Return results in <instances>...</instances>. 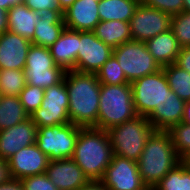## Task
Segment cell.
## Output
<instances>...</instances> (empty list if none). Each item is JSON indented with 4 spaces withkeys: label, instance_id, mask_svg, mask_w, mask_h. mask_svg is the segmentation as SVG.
Returning <instances> with one entry per match:
<instances>
[{
    "label": "cell",
    "instance_id": "1",
    "mask_svg": "<svg viewBox=\"0 0 190 190\" xmlns=\"http://www.w3.org/2000/svg\"><path fill=\"white\" fill-rule=\"evenodd\" d=\"M68 91L70 123L97 128L101 83L95 73L67 71L64 75Z\"/></svg>",
    "mask_w": 190,
    "mask_h": 190
},
{
    "label": "cell",
    "instance_id": "2",
    "mask_svg": "<svg viewBox=\"0 0 190 190\" xmlns=\"http://www.w3.org/2000/svg\"><path fill=\"white\" fill-rule=\"evenodd\" d=\"M113 157L108 132L95 127H79L72 159L89 180H101Z\"/></svg>",
    "mask_w": 190,
    "mask_h": 190
},
{
    "label": "cell",
    "instance_id": "3",
    "mask_svg": "<svg viewBox=\"0 0 190 190\" xmlns=\"http://www.w3.org/2000/svg\"><path fill=\"white\" fill-rule=\"evenodd\" d=\"M181 162L169 131L163 130H154L151 133L137 161L141 179L149 186H155Z\"/></svg>",
    "mask_w": 190,
    "mask_h": 190
},
{
    "label": "cell",
    "instance_id": "4",
    "mask_svg": "<svg viewBox=\"0 0 190 190\" xmlns=\"http://www.w3.org/2000/svg\"><path fill=\"white\" fill-rule=\"evenodd\" d=\"M130 83L101 84L97 128L108 131L137 117Z\"/></svg>",
    "mask_w": 190,
    "mask_h": 190
},
{
    "label": "cell",
    "instance_id": "5",
    "mask_svg": "<svg viewBox=\"0 0 190 190\" xmlns=\"http://www.w3.org/2000/svg\"><path fill=\"white\" fill-rule=\"evenodd\" d=\"M155 129L147 117L137 116L132 120L109 129L108 135L113 155L138 161L145 144Z\"/></svg>",
    "mask_w": 190,
    "mask_h": 190
},
{
    "label": "cell",
    "instance_id": "6",
    "mask_svg": "<svg viewBox=\"0 0 190 190\" xmlns=\"http://www.w3.org/2000/svg\"><path fill=\"white\" fill-rule=\"evenodd\" d=\"M79 127L73 123L38 127L35 143L50 161L72 158Z\"/></svg>",
    "mask_w": 190,
    "mask_h": 190
},
{
    "label": "cell",
    "instance_id": "7",
    "mask_svg": "<svg viewBox=\"0 0 190 190\" xmlns=\"http://www.w3.org/2000/svg\"><path fill=\"white\" fill-rule=\"evenodd\" d=\"M113 55L129 83L162 69L148 51L145 42L134 40L125 42L113 49Z\"/></svg>",
    "mask_w": 190,
    "mask_h": 190
},
{
    "label": "cell",
    "instance_id": "8",
    "mask_svg": "<svg viewBox=\"0 0 190 190\" xmlns=\"http://www.w3.org/2000/svg\"><path fill=\"white\" fill-rule=\"evenodd\" d=\"M130 84L135 111L142 117H148L171 92L163 68Z\"/></svg>",
    "mask_w": 190,
    "mask_h": 190
},
{
    "label": "cell",
    "instance_id": "9",
    "mask_svg": "<svg viewBox=\"0 0 190 190\" xmlns=\"http://www.w3.org/2000/svg\"><path fill=\"white\" fill-rule=\"evenodd\" d=\"M68 91L65 79L44 89V98L40 107L30 114V119L38 127L55 126L70 123L68 114Z\"/></svg>",
    "mask_w": 190,
    "mask_h": 190
},
{
    "label": "cell",
    "instance_id": "10",
    "mask_svg": "<svg viewBox=\"0 0 190 190\" xmlns=\"http://www.w3.org/2000/svg\"><path fill=\"white\" fill-rule=\"evenodd\" d=\"M112 54L113 49L99 40L93 31H78L76 71L96 74Z\"/></svg>",
    "mask_w": 190,
    "mask_h": 190
},
{
    "label": "cell",
    "instance_id": "11",
    "mask_svg": "<svg viewBox=\"0 0 190 190\" xmlns=\"http://www.w3.org/2000/svg\"><path fill=\"white\" fill-rule=\"evenodd\" d=\"M171 18L169 13L139 3L129 22L132 40L146 42L158 34L168 31L171 27Z\"/></svg>",
    "mask_w": 190,
    "mask_h": 190
},
{
    "label": "cell",
    "instance_id": "12",
    "mask_svg": "<svg viewBox=\"0 0 190 190\" xmlns=\"http://www.w3.org/2000/svg\"><path fill=\"white\" fill-rule=\"evenodd\" d=\"M108 190H140L145 186L136 161L113 155L100 180Z\"/></svg>",
    "mask_w": 190,
    "mask_h": 190
},
{
    "label": "cell",
    "instance_id": "13",
    "mask_svg": "<svg viewBox=\"0 0 190 190\" xmlns=\"http://www.w3.org/2000/svg\"><path fill=\"white\" fill-rule=\"evenodd\" d=\"M49 161V157L38 148L36 143L21 148L7 160L10 177L21 180L28 176L44 174Z\"/></svg>",
    "mask_w": 190,
    "mask_h": 190
},
{
    "label": "cell",
    "instance_id": "14",
    "mask_svg": "<svg viewBox=\"0 0 190 190\" xmlns=\"http://www.w3.org/2000/svg\"><path fill=\"white\" fill-rule=\"evenodd\" d=\"M45 174L58 190H78L90 181L72 158L49 161Z\"/></svg>",
    "mask_w": 190,
    "mask_h": 190
},
{
    "label": "cell",
    "instance_id": "15",
    "mask_svg": "<svg viewBox=\"0 0 190 190\" xmlns=\"http://www.w3.org/2000/svg\"><path fill=\"white\" fill-rule=\"evenodd\" d=\"M37 126L30 117L16 126L0 131V158L7 161L21 148L36 142Z\"/></svg>",
    "mask_w": 190,
    "mask_h": 190
},
{
    "label": "cell",
    "instance_id": "16",
    "mask_svg": "<svg viewBox=\"0 0 190 190\" xmlns=\"http://www.w3.org/2000/svg\"><path fill=\"white\" fill-rule=\"evenodd\" d=\"M31 41L6 31L0 35V69L24 70Z\"/></svg>",
    "mask_w": 190,
    "mask_h": 190
},
{
    "label": "cell",
    "instance_id": "17",
    "mask_svg": "<svg viewBox=\"0 0 190 190\" xmlns=\"http://www.w3.org/2000/svg\"><path fill=\"white\" fill-rule=\"evenodd\" d=\"M98 4L95 0H75L63 12L66 28L74 31H93L100 22Z\"/></svg>",
    "mask_w": 190,
    "mask_h": 190
},
{
    "label": "cell",
    "instance_id": "18",
    "mask_svg": "<svg viewBox=\"0 0 190 190\" xmlns=\"http://www.w3.org/2000/svg\"><path fill=\"white\" fill-rule=\"evenodd\" d=\"M39 19L35 24L34 37L31 43L49 48L62 34L66 26L61 10L43 9L37 12Z\"/></svg>",
    "mask_w": 190,
    "mask_h": 190
},
{
    "label": "cell",
    "instance_id": "19",
    "mask_svg": "<svg viewBox=\"0 0 190 190\" xmlns=\"http://www.w3.org/2000/svg\"><path fill=\"white\" fill-rule=\"evenodd\" d=\"M185 101L171 91L147 117L155 130L169 131L183 121Z\"/></svg>",
    "mask_w": 190,
    "mask_h": 190
},
{
    "label": "cell",
    "instance_id": "20",
    "mask_svg": "<svg viewBox=\"0 0 190 190\" xmlns=\"http://www.w3.org/2000/svg\"><path fill=\"white\" fill-rule=\"evenodd\" d=\"M55 64L65 72L76 71L78 31L65 28L61 36L49 47Z\"/></svg>",
    "mask_w": 190,
    "mask_h": 190
},
{
    "label": "cell",
    "instance_id": "21",
    "mask_svg": "<svg viewBox=\"0 0 190 190\" xmlns=\"http://www.w3.org/2000/svg\"><path fill=\"white\" fill-rule=\"evenodd\" d=\"M145 43L148 51L161 67L175 63L182 48L171 29Z\"/></svg>",
    "mask_w": 190,
    "mask_h": 190
},
{
    "label": "cell",
    "instance_id": "22",
    "mask_svg": "<svg viewBox=\"0 0 190 190\" xmlns=\"http://www.w3.org/2000/svg\"><path fill=\"white\" fill-rule=\"evenodd\" d=\"M38 19L37 12L28 8L24 3L14 5L8 10V31L31 41Z\"/></svg>",
    "mask_w": 190,
    "mask_h": 190
},
{
    "label": "cell",
    "instance_id": "23",
    "mask_svg": "<svg viewBox=\"0 0 190 190\" xmlns=\"http://www.w3.org/2000/svg\"><path fill=\"white\" fill-rule=\"evenodd\" d=\"M96 37L112 49L132 41L129 22L119 20L100 21L93 30Z\"/></svg>",
    "mask_w": 190,
    "mask_h": 190
},
{
    "label": "cell",
    "instance_id": "24",
    "mask_svg": "<svg viewBox=\"0 0 190 190\" xmlns=\"http://www.w3.org/2000/svg\"><path fill=\"white\" fill-rule=\"evenodd\" d=\"M140 0H101L98 4L100 21L130 22Z\"/></svg>",
    "mask_w": 190,
    "mask_h": 190
},
{
    "label": "cell",
    "instance_id": "25",
    "mask_svg": "<svg viewBox=\"0 0 190 190\" xmlns=\"http://www.w3.org/2000/svg\"><path fill=\"white\" fill-rule=\"evenodd\" d=\"M29 117L18 96H0V131L16 126Z\"/></svg>",
    "mask_w": 190,
    "mask_h": 190
},
{
    "label": "cell",
    "instance_id": "26",
    "mask_svg": "<svg viewBox=\"0 0 190 190\" xmlns=\"http://www.w3.org/2000/svg\"><path fill=\"white\" fill-rule=\"evenodd\" d=\"M162 68L171 91L185 102L190 100V73L175 63Z\"/></svg>",
    "mask_w": 190,
    "mask_h": 190
},
{
    "label": "cell",
    "instance_id": "27",
    "mask_svg": "<svg viewBox=\"0 0 190 190\" xmlns=\"http://www.w3.org/2000/svg\"><path fill=\"white\" fill-rule=\"evenodd\" d=\"M154 187L156 190H190V168L181 162Z\"/></svg>",
    "mask_w": 190,
    "mask_h": 190
},
{
    "label": "cell",
    "instance_id": "28",
    "mask_svg": "<svg viewBox=\"0 0 190 190\" xmlns=\"http://www.w3.org/2000/svg\"><path fill=\"white\" fill-rule=\"evenodd\" d=\"M26 83L47 89L64 79L63 69H24Z\"/></svg>",
    "mask_w": 190,
    "mask_h": 190
},
{
    "label": "cell",
    "instance_id": "29",
    "mask_svg": "<svg viewBox=\"0 0 190 190\" xmlns=\"http://www.w3.org/2000/svg\"><path fill=\"white\" fill-rule=\"evenodd\" d=\"M24 70L0 69V94L19 96L26 86Z\"/></svg>",
    "mask_w": 190,
    "mask_h": 190
},
{
    "label": "cell",
    "instance_id": "30",
    "mask_svg": "<svg viewBox=\"0 0 190 190\" xmlns=\"http://www.w3.org/2000/svg\"><path fill=\"white\" fill-rule=\"evenodd\" d=\"M24 69H62L58 67L47 47L31 45L28 49Z\"/></svg>",
    "mask_w": 190,
    "mask_h": 190
},
{
    "label": "cell",
    "instance_id": "31",
    "mask_svg": "<svg viewBox=\"0 0 190 190\" xmlns=\"http://www.w3.org/2000/svg\"><path fill=\"white\" fill-rule=\"evenodd\" d=\"M97 79L104 85H119L129 83L126 76L118 63L116 57L112 56L96 72Z\"/></svg>",
    "mask_w": 190,
    "mask_h": 190
},
{
    "label": "cell",
    "instance_id": "32",
    "mask_svg": "<svg viewBox=\"0 0 190 190\" xmlns=\"http://www.w3.org/2000/svg\"><path fill=\"white\" fill-rule=\"evenodd\" d=\"M170 29L181 47H190V12L183 10L173 15Z\"/></svg>",
    "mask_w": 190,
    "mask_h": 190
},
{
    "label": "cell",
    "instance_id": "33",
    "mask_svg": "<svg viewBox=\"0 0 190 190\" xmlns=\"http://www.w3.org/2000/svg\"><path fill=\"white\" fill-rule=\"evenodd\" d=\"M169 133L172 138V142L175 151L181 159L190 153V125L183 122L173 126Z\"/></svg>",
    "mask_w": 190,
    "mask_h": 190
},
{
    "label": "cell",
    "instance_id": "34",
    "mask_svg": "<svg viewBox=\"0 0 190 190\" xmlns=\"http://www.w3.org/2000/svg\"><path fill=\"white\" fill-rule=\"evenodd\" d=\"M20 102L22 103L25 111L29 114L37 110L44 98V89L26 84L24 89L19 94Z\"/></svg>",
    "mask_w": 190,
    "mask_h": 190
},
{
    "label": "cell",
    "instance_id": "35",
    "mask_svg": "<svg viewBox=\"0 0 190 190\" xmlns=\"http://www.w3.org/2000/svg\"><path fill=\"white\" fill-rule=\"evenodd\" d=\"M146 7L169 13L171 16L183 11V0H140Z\"/></svg>",
    "mask_w": 190,
    "mask_h": 190
},
{
    "label": "cell",
    "instance_id": "36",
    "mask_svg": "<svg viewBox=\"0 0 190 190\" xmlns=\"http://www.w3.org/2000/svg\"><path fill=\"white\" fill-rule=\"evenodd\" d=\"M20 181L24 190H58L45 173L28 176Z\"/></svg>",
    "mask_w": 190,
    "mask_h": 190
},
{
    "label": "cell",
    "instance_id": "37",
    "mask_svg": "<svg viewBox=\"0 0 190 190\" xmlns=\"http://www.w3.org/2000/svg\"><path fill=\"white\" fill-rule=\"evenodd\" d=\"M24 4L35 12L43 9L61 10L57 0H24Z\"/></svg>",
    "mask_w": 190,
    "mask_h": 190
},
{
    "label": "cell",
    "instance_id": "38",
    "mask_svg": "<svg viewBox=\"0 0 190 190\" xmlns=\"http://www.w3.org/2000/svg\"><path fill=\"white\" fill-rule=\"evenodd\" d=\"M175 64L190 73V47H182Z\"/></svg>",
    "mask_w": 190,
    "mask_h": 190
},
{
    "label": "cell",
    "instance_id": "39",
    "mask_svg": "<svg viewBox=\"0 0 190 190\" xmlns=\"http://www.w3.org/2000/svg\"><path fill=\"white\" fill-rule=\"evenodd\" d=\"M10 179L8 162L0 158V185L7 183Z\"/></svg>",
    "mask_w": 190,
    "mask_h": 190
},
{
    "label": "cell",
    "instance_id": "40",
    "mask_svg": "<svg viewBox=\"0 0 190 190\" xmlns=\"http://www.w3.org/2000/svg\"><path fill=\"white\" fill-rule=\"evenodd\" d=\"M78 190H108L100 180H90Z\"/></svg>",
    "mask_w": 190,
    "mask_h": 190
},
{
    "label": "cell",
    "instance_id": "41",
    "mask_svg": "<svg viewBox=\"0 0 190 190\" xmlns=\"http://www.w3.org/2000/svg\"><path fill=\"white\" fill-rule=\"evenodd\" d=\"M0 190H24L20 180L10 179L7 183L0 185Z\"/></svg>",
    "mask_w": 190,
    "mask_h": 190
},
{
    "label": "cell",
    "instance_id": "42",
    "mask_svg": "<svg viewBox=\"0 0 190 190\" xmlns=\"http://www.w3.org/2000/svg\"><path fill=\"white\" fill-rule=\"evenodd\" d=\"M8 31V11L0 8V35Z\"/></svg>",
    "mask_w": 190,
    "mask_h": 190
},
{
    "label": "cell",
    "instance_id": "43",
    "mask_svg": "<svg viewBox=\"0 0 190 190\" xmlns=\"http://www.w3.org/2000/svg\"><path fill=\"white\" fill-rule=\"evenodd\" d=\"M24 3V0H0V8L9 10L12 6Z\"/></svg>",
    "mask_w": 190,
    "mask_h": 190
},
{
    "label": "cell",
    "instance_id": "44",
    "mask_svg": "<svg viewBox=\"0 0 190 190\" xmlns=\"http://www.w3.org/2000/svg\"><path fill=\"white\" fill-rule=\"evenodd\" d=\"M182 122L190 125V100L186 101V103H185Z\"/></svg>",
    "mask_w": 190,
    "mask_h": 190
},
{
    "label": "cell",
    "instance_id": "45",
    "mask_svg": "<svg viewBox=\"0 0 190 190\" xmlns=\"http://www.w3.org/2000/svg\"><path fill=\"white\" fill-rule=\"evenodd\" d=\"M59 4V8L62 12H64L66 9H68L75 0H57Z\"/></svg>",
    "mask_w": 190,
    "mask_h": 190
},
{
    "label": "cell",
    "instance_id": "46",
    "mask_svg": "<svg viewBox=\"0 0 190 190\" xmlns=\"http://www.w3.org/2000/svg\"><path fill=\"white\" fill-rule=\"evenodd\" d=\"M183 10L190 12V0H183Z\"/></svg>",
    "mask_w": 190,
    "mask_h": 190
},
{
    "label": "cell",
    "instance_id": "47",
    "mask_svg": "<svg viewBox=\"0 0 190 190\" xmlns=\"http://www.w3.org/2000/svg\"><path fill=\"white\" fill-rule=\"evenodd\" d=\"M182 162L188 167L190 168V153L187 154L183 159Z\"/></svg>",
    "mask_w": 190,
    "mask_h": 190
},
{
    "label": "cell",
    "instance_id": "48",
    "mask_svg": "<svg viewBox=\"0 0 190 190\" xmlns=\"http://www.w3.org/2000/svg\"><path fill=\"white\" fill-rule=\"evenodd\" d=\"M140 190H156L154 186H149V185H145L143 188H141Z\"/></svg>",
    "mask_w": 190,
    "mask_h": 190
}]
</instances>
